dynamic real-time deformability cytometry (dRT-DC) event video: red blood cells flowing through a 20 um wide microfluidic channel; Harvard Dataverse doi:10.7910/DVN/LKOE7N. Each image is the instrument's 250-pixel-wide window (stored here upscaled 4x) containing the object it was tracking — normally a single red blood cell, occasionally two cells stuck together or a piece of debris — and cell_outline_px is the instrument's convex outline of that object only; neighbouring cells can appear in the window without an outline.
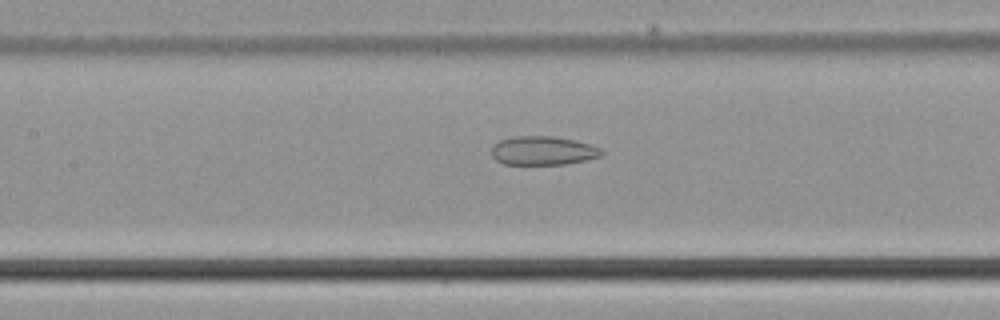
{"species": "common noctule bat (a hibernating species)", "species_latin": "Nyctalus noctula", "temperature_condition": "cold", "stored_images_in_passage": 43, "camera_frame_rate_fps": 3000, "um_per_image_px": 0.085, "animal": {"sex": "male", "body_mass_g": 21.5, "forearm_length_mm": 52.0}, "frame": {"image": 1, "passage_image": 16, "time_ms": 5.0, "image_size_px": [1000, 320], "cell_outline_px": [[604, 152], [600, 156], [584, 160], [564, 164], [504, 164], [496, 160], [492, 156], [492, 148], [500, 140], [516, 136], [552, 136], [576, 140], [592, 144], [600, 148]], "centroid_in_image_um": [46.17, 12.8], "position_along_channel_um": 161.2, "area_um2": 18.38}}
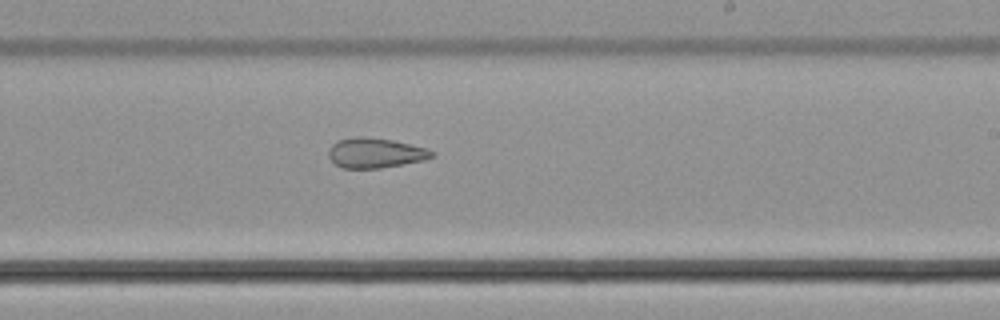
{"frame": {"image": 2, "passage_image": 23, "time_ms": 7.333, "image_size_px": [1000, 320], "cell_outline_px": [[436, 156], [424, 160], [380, 168], [344, 168], [336, 164], [328, 156], [328, 148], [336, 140], [356, 136], [364, 136], [392, 140], [428, 148], [436, 152]], "centroid_in_image_um": [31.92, 12.98], "position_along_channel_um": 257.1, "area_um2": 18.21}}
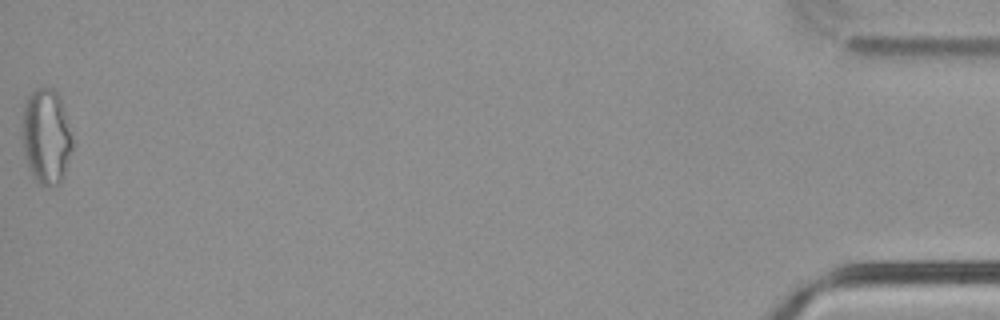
{"frame": {"image": 3, "passage_image": 43, "time_ms": 14.0, "image_size_px": [1000, 320], "cell_outline_px": [[72, 148], [64, 176], [60, 184], [40, 184], [36, 180], [28, 168], [24, 156], [20, 136], [20, 132], [24, 104], [28, 96], [36, 88], [52, 88], [60, 96], [72, 140]], "centroid_in_image_um": [3.88, 11.59], "position_along_channel_um": 431.3, "area_um2": 28.03}}